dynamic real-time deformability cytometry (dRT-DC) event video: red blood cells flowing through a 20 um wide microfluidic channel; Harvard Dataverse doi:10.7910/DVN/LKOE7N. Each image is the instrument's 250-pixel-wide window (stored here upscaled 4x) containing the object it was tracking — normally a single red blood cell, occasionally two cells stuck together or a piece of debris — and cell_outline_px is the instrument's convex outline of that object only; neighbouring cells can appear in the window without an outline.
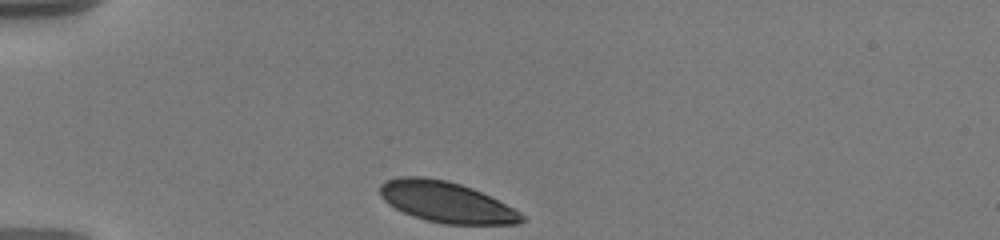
{"species": "human", "species_latin": "Homo sapiens", "temperature_condition": "warm", "stored_images_in_passage": 4, "camera_frame_rate_fps": 3000, "um_per_image_px": 0.085, "donor": {"sex": "male"}, "frame": {"image": 1, "passage_image": 1, "time_ms": 0.0, "image_size_px": [1000, 240], "cell_outline_px": [[528, 220], [520, 224], [444, 224], [412, 216], [388, 204], [380, 196], [380, 184], [384, 180], [400, 176], [420, 176], [448, 180], [472, 188], [520, 212]], "centroid_in_image_um": [37.91, 17.17], "position_along_channel_um": 47.1, "area_um2": 33.64}}
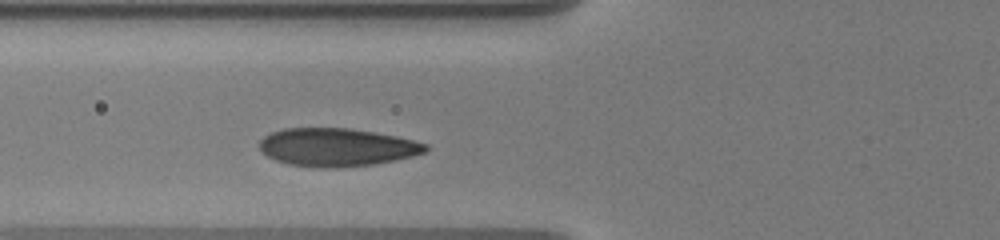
{"frame": {"image": 2, "passage_image": 4, "time_ms": 2.333, "image_size_px": [1000, 240], "cell_outline_px": [[428, 148], [424, 152], [412, 156], [372, 164], [336, 168], [324, 168], [288, 164], [276, 160], [260, 152], [260, 140], [264, 136], [272, 132], [284, 128], [348, 128], [396, 136], [428, 144]], "centroid_in_image_um": [28.59, 12.51], "position_along_channel_um": 97.2, "area_um2": 36.59}}